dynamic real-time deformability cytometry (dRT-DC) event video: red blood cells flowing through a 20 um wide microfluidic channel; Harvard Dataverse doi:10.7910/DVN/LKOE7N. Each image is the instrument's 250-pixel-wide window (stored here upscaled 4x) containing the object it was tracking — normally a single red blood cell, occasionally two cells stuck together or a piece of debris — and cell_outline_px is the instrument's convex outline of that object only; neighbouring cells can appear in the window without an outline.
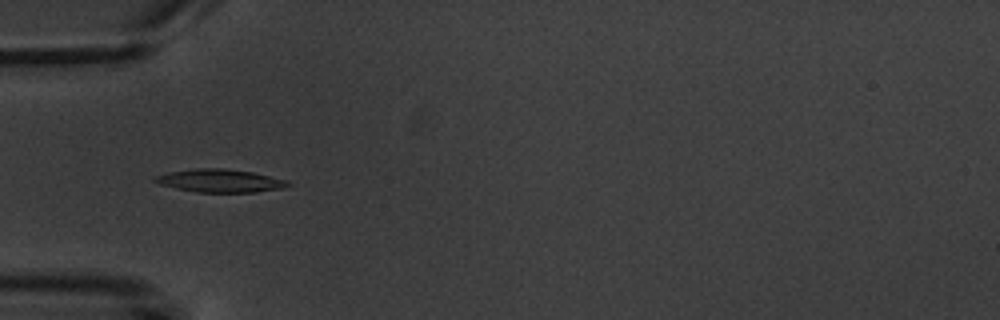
{"species": "common noctule bat (a hibernating species)", "species_latin": "Nyctalus noctula", "temperature_condition": "warm", "stored_images_in_passage": 6, "camera_frame_rate_fps": 3000, "um_per_image_px": 0.085, "animal": {"sex": "male", "body_mass_g": 20.1, "forearm_length_mm": 53.5}, "frame": {"image": 1, "passage_image": 1, "time_ms": 0.0, "image_size_px": [1000, 320], "cell_outline_px": [[292, 184], [284, 188], [256, 192], [196, 192], [176, 188], [160, 184], [152, 180], [152, 176], [168, 172], [192, 168], [224, 168], [252, 172], [288, 180]], "centroid_in_image_um": [18.69, 15.35], "position_along_channel_um": 66.3, "area_um2": 18.03}}
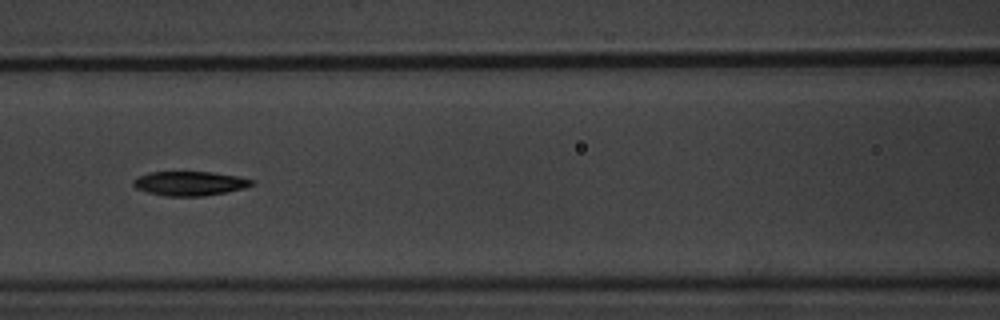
{"frame": {"image": 2, "passage_image": 3, "time_ms": 2.333, "image_size_px": [1000, 320], "cell_outline_px": [[256, 184], [244, 188], [204, 196], [164, 196], [148, 192], [136, 188], [132, 184], [132, 180], [148, 172], [212, 172], [236, 176], [252, 180]], "centroid_in_image_um": [16.11, 15.59], "position_along_channel_um": 150.5, "area_um2": 16.65}}
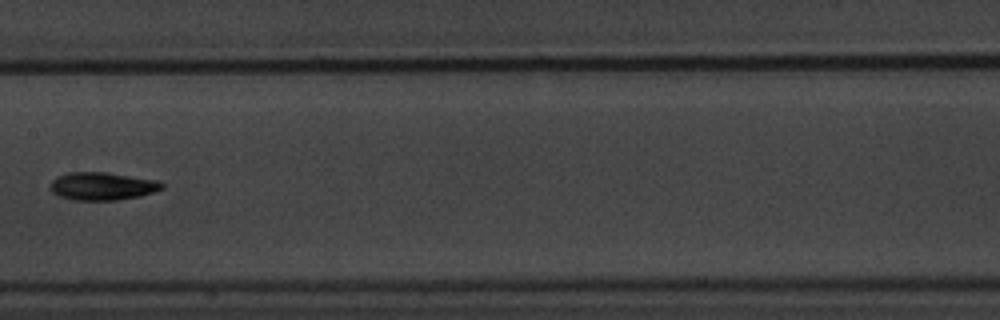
{"frame": {"image": 3, "passage_image": 4, "time_ms": 3.667, "image_size_px": [1000, 320], "cell_outline_px": [[164, 188], [140, 196], [116, 200], [72, 200], [60, 196], [52, 192], [48, 188], [52, 180], [56, 176], [68, 172], [104, 172], [156, 180], [164, 184]], "centroid_in_image_um": [8.64, 15.82], "position_along_channel_um": 198.8, "area_um2": 18.15}}